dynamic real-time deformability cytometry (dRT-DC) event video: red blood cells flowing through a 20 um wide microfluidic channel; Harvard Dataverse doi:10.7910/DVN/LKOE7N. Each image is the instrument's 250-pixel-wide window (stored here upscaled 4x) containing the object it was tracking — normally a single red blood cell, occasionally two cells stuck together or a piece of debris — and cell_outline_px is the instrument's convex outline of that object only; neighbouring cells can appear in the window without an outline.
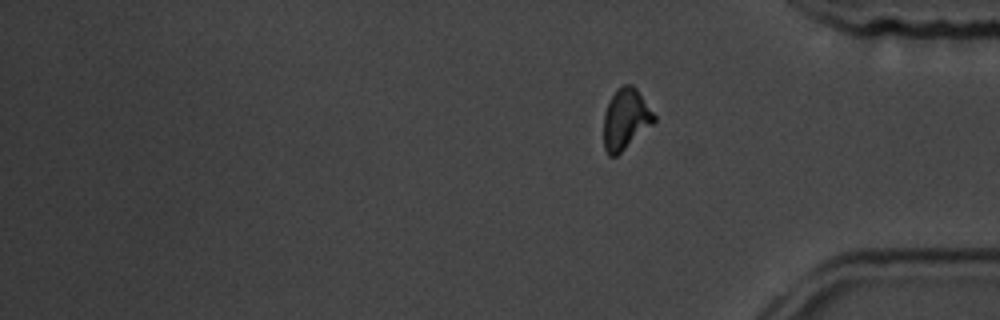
{"species": "common noctule bat (a hibernating species)", "species_latin": "Nyctalus noctula", "temperature_condition": "room temperature", "stored_images_in_passage": 16, "segment_of_instrument_passage": [2, 2], "camera_frame_rate_fps": 3000, "um_per_image_px": 0.085, "animal": {"sex": "male", "body_mass_g": 19.5, "forearm_length_mm": 54.6}, "frame": {"image": 1, "passage_image": 16, "time_ms": 19.0, "image_size_px": [1000, 320], "cell_outline_px": [[656, 120], [652, 124], [616, 156], [608, 156], [604, 148], [604, 112], [612, 96], [624, 84], [632, 84], [636, 88], [656, 116]], "centroid_in_image_um": [53.17, 10.13], "position_along_channel_um": 382.0, "area_um2": 17.46}}